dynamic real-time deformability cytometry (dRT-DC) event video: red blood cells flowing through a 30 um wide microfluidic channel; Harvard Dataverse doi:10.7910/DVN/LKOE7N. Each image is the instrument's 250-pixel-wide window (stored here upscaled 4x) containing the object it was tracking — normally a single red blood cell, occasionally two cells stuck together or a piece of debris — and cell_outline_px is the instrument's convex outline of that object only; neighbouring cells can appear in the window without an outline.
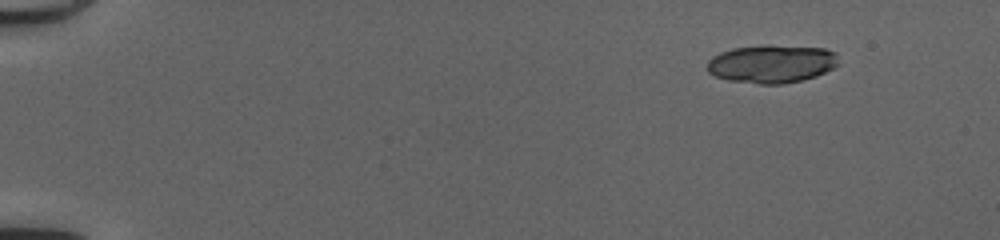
{"species": "common noctule bat (a hibernating species)", "species_latin": "Nyctalus noctula", "temperature_condition": "cold", "stored_images_in_passage": 17, "camera_frame_rate_fps": 3000, "um_per_image_px": 0.085, "animal": {"sex": "female", "body_mass_g": 20.0, "forearm_length_mm": 54.0}, "frame": {"image": 1, "passage_image": 1, "time_ms": 0.0, "image_size_px": [1000, 240], "cell_outline_px": [[840, 64], [816, 76], [784, 84], [760, 84], [728, 80], [716, 76], [708, 72], [708, 60], [712, 56], [720, 52], [732, 48], [764, 44], [772, 44], [824, 48], [836, 52]], "centroid_in_image_um": [65.6, 5.4], "position_along_channel_um": 19.4, "area_um2": 29.59}}
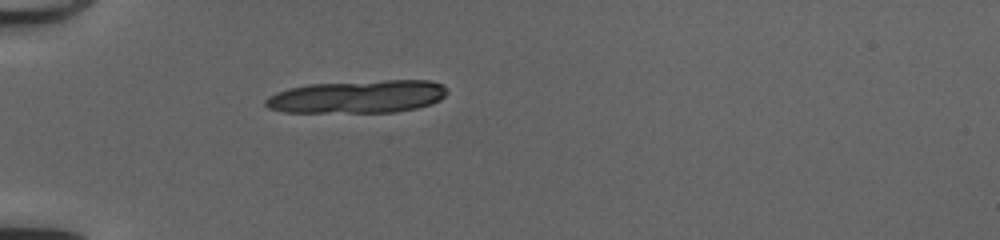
{"frame": {"image": 2, "passage_image": 12, "time_ms": 3.667, "image_size_px": [1000, 240], "cell_outline_px": [[448, 92], [440, 100], [432, 104], [416, 108], [396, 112], [284, 112], [268, 108], [264, 104], [264, 100], [268, 96], [276, 92], [288, 88], [308, 84], [384, 80], [432, 80], [448, 88]], "centroid_in_image_um": [30.4, 8.21], "position_along_channel_um": 54.6, "area_um2": 35.03}}